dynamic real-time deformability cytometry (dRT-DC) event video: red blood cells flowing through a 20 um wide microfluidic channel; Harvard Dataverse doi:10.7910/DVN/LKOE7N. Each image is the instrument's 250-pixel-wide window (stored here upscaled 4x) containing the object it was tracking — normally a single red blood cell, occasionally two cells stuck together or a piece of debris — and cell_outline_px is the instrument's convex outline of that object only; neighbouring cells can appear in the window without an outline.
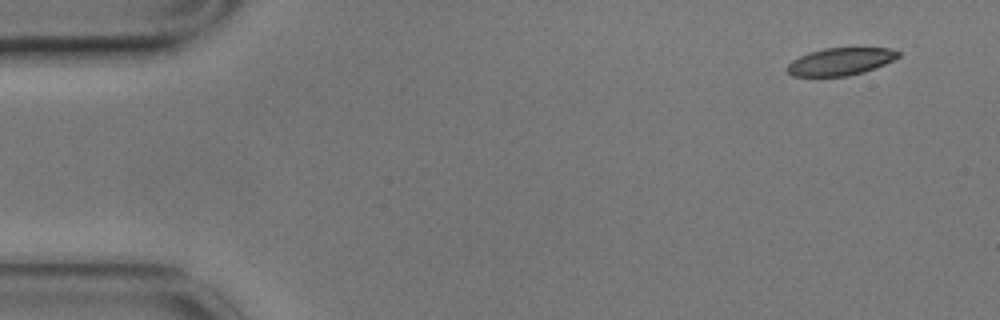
{"species": "common noctule bat (a hibernating species)", "species_latin": "Nyctalus noctula", "temperature_condition": "cold", "stored_images_in_passage": 7, "camera_frame_rate_fps": 3000, "um_per_image_px": 0.085, "animal": {"sex": "male", "body_mass_g": 17.9}, "frame": {"image": 1, "passage_image": 1, "time_ms": 0.0, "image_size_px": [1000, 320], "cell_outline_px": [[900, 56], [884, 64], [864, 72], [848, 76], [792, 76], [784, 68], [792, 60], [808, 52], [824, 48], [888, 48], [900, 52]], "centroid_in_image_um": [71.4, 5.23], "position_along_channel_um": 13.6, "area_um2": 17.74}}
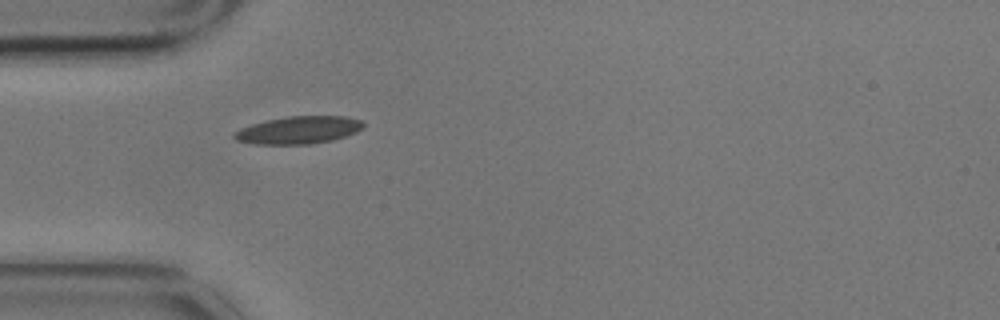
{"frame": {"image": 2, "passage_image": 5, "time_ms": 1.333, "image_size_px": [1000, 320], "cell_outline_px": [[364, 128], [356, 132], [332, 140], [308, 144], [252, 144], [236, 140], [232, 136], [232, 132], [240, 128], [252, 124], [268, 120], [288, 116], [344, 116], [360, 120], [364, 124]], "centroid_in_image_um": [25.34, 11.05], "position_along_channel_um": 59.7, "area_um2": 20.69}}